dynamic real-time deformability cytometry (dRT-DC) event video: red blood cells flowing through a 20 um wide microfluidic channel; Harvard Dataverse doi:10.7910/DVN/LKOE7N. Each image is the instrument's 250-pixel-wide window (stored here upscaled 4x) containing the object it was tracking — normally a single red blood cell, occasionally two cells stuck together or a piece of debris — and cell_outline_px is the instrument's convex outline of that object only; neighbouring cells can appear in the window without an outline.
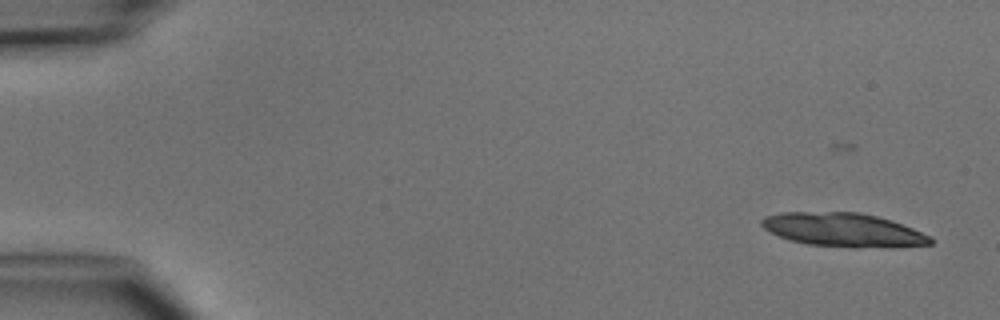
{"species": "common noctule bat (a hibernating species)", "species_latin": "Nyctalus noctula", "temperature_condition": "cold", "stored_images_in_passage": 5, "camera_frame_rate_fps": 3000, "um_per_image_px": 0.085, "animal": {"sex": "male", "body_mass_g": 15.6}, "frame": {"image": 1, "passage_image": 2, "time_ms": 1.333, "image_size_px": [1000, 320], "cell_outline_px": [[932, 244], [892, 248], [852, 248], [808, 244], [788, 240], [764, 228], [760, 224], [760, 220], [764, 216], [780, 212], [860, 212], [892, 220], [932, 236]], "centroid_in_image_um": [71.71, 19.55], "position_along_channel_um": 13.3, "area_um2": 33.64}}